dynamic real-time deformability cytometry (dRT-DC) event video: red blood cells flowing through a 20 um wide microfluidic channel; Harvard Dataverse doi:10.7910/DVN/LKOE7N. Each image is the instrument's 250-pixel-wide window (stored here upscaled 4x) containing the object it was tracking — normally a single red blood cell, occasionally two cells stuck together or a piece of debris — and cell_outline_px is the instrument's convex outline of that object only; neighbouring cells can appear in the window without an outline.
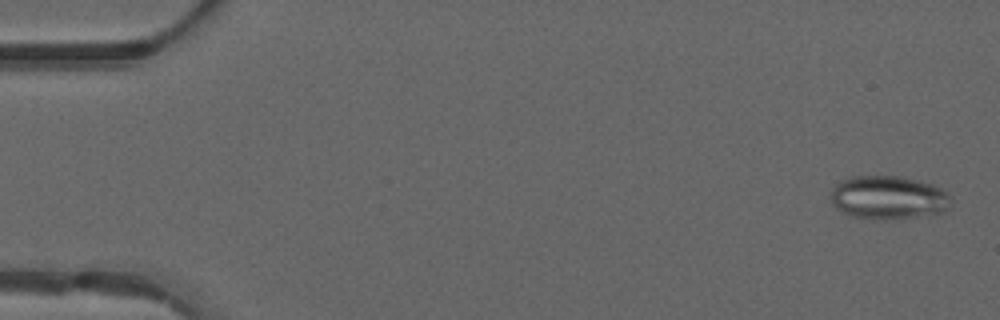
{"species": "common noctule bat (a hibernating species)", "species_latin": "Nyctalus noctula", "temperature_condition": "warm", "stored_images_in_passage": 49, "camera_frame_rate_fps": 3000, "um_per_image_px": 0.085, "animal": {"sex": "male", "forearm_length_mm": 52.5}, "frame": {"image": 1, "passage_image": 2, "time_ms": 0.333, "image_size_px": [1000, 320], "cell_outline_px": [[952, 200], [940, 212], [932, 216], [872, 220], [856, 216], [844, 212], [836, 208], [832, 204], [832, 188], [840, 180], [852, 176], [900, 176], [932, 184], [944, 188], [952, 196]], "centroid_in_image_um": [75.54, 16.79], "position_along_channel_um": 9.5, "area_um2": 30.63}}
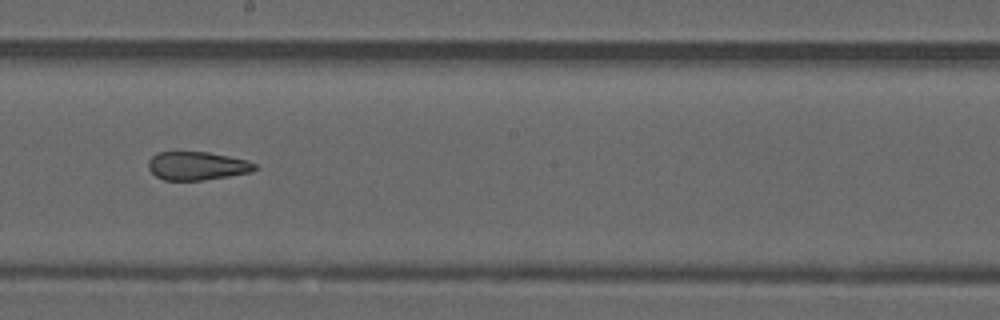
{"frame": {"image": 2, "passage_image": 28, "time_ms": 9.0, "image_size_px": [1000, 320], "cell_outline_px": [[260, 168], [252, 172], [204, 180], [164, 180], [156, 176], [148, 168], [148, 160], [156, 152], [208, 152], [248, 160], [256, 164]], "centroid_in_image_um": [16.78, 14.1], "position_along_channel_um": 231.4, "area_um2": 17.74}}
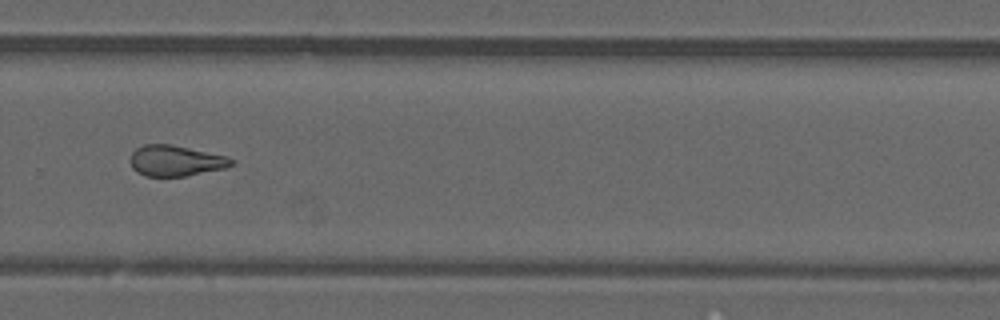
{"frame": {"image": 3, "passage_image": 34, "time_ms": 11.0, "image_size_px": [1000, 320], "cell_outline_px": [[236, 160], [232, 164], [224, 168], [184, 176], [144, 176], [136, 172], [132, 168], [128, 160], [132, 152], [136, 148], [144, 144], [168, 144], [188, 148], [224, 156]], "centroid_in_image_um": [14.84, 13.67], "position_along_channel_um": 315.0, "area_um2": 17.98}, "authors_computed_cell_mechanics": {"area_um2": 19.941, "velocity_mm_per_s": 4.1864, "shape_relaxation_time_tau1_ms": null, "shape_relaxation_time_tau2_ms": 2.6074, "deformation_change_tau1": null, "deformation_change_tau2": 0.1188}}